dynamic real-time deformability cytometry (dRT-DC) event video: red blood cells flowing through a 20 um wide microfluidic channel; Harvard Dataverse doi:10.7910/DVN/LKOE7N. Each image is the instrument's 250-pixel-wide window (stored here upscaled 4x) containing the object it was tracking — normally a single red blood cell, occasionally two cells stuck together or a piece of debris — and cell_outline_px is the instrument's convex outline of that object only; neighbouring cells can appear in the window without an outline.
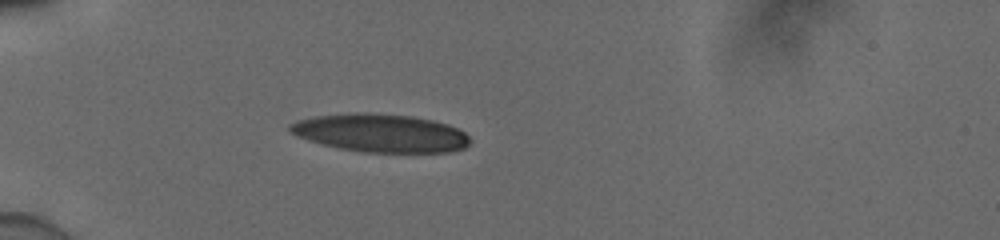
{"species": "human", "species_latin": "Homo sapiens", "temperature_condition": "cold", "stored_images_in_passage": 16, "camera_frame_rate_fps": 3000, "um_per_image_px": 0.085, "donor": {"sex": "male"}, "frame": {"image": 1, "passage_image": 1, "time_ms": 0.0, "image_size_px": [1000, 240], "cell_outline_px": [[468, 144], [464, 148], [448, 152], [364, 152], [340, 148], [308, 140], [296, 136], [288, 132], [288, 124], [296, 120], [312, 116], [348, 112], [368, 112], [412, 116], [432, 120], [448, 124], [464, 132], [468, 136]], "centroid_in_image_um": [32.27, 11.29], "position_along_channel_um": 52.7, "area_um2": 40.23}}
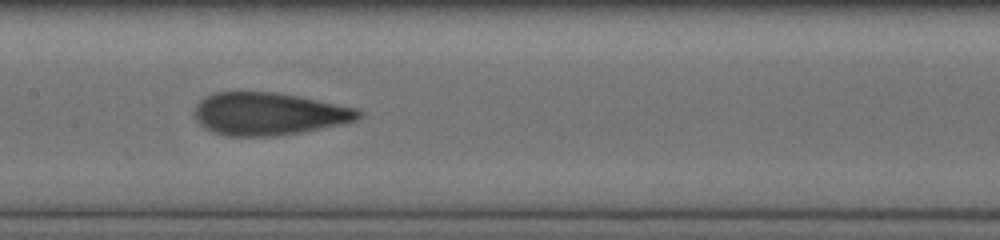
{"frame": {"image": 2, "passage_image": 10, "time_ms": 3.0, "image_size_px": [1000, 240], "cell_outline_px": [[364, 112], [356, 120], [344, 124], [300, 132], [276, 136], [224, 136], [212, 132], [204, 128], [196, 120], [196, 104], [200, 100], [216, 92], [276, 92], [356, 108]], "centroid_in_image_um": [22.84, 9.69], "position_along_channel_um": 184.6, "area_um2": 40.52}}
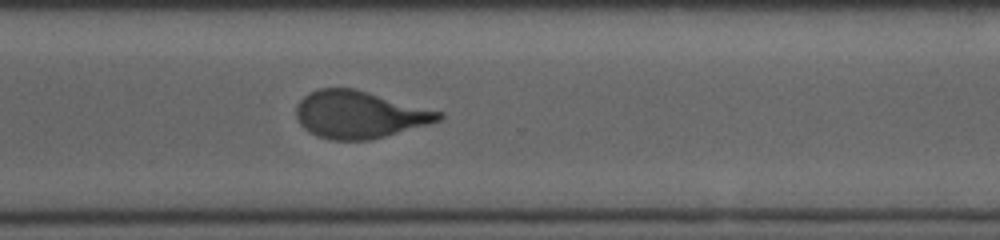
{"frame": {"image": 3, "passage_image": 16, "time_ms": 5.0, "image_size_px": [1000, 240], "cell_outline_px": [[444, 116], [440, 120], [428, 124], [384, 136], [368, 140], [332, 140], [316, 136], [304, 128], [300, 124], [296, 116], [296, 104], [308, 92], [320, 88], [356, 88], [444, 112]], "centroid_in_image_um": [30.53, 9.72], "position_along_channel_um": 340.1, "area_um2": 39.42}}